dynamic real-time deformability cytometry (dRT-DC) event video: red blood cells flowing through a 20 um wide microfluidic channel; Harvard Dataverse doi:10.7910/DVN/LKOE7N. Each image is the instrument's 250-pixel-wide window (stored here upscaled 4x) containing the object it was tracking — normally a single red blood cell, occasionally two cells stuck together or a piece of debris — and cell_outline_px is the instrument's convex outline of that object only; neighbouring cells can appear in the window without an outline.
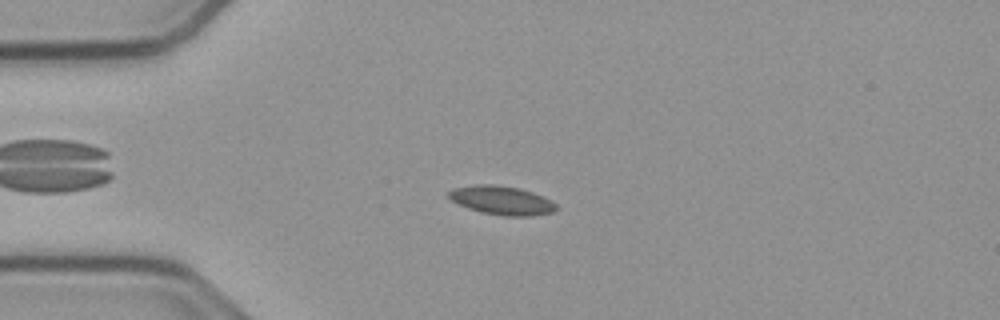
{"species": "common noctule bat (a hibernating species)", "species_latin": "Nyctalus noctula", "temperature_condition": "cold", "stored_images_in_passage": 47, "camera_frame_rate_fps": 3000, "um_per_image_px": 0.085, "animal": {"sex": "male", "body_mass_g": 23.1, "forearm_length_mm": 52.7}, "frame": {"image": 1, "passage_image": 6, "time_ms": 1.667, "image_size_px": [1000, 320], "cell_outline_px": [[556, 208], [552, 212], [532, 216], [504, 216], [480, 212], [468, 208], [452, 200], [448, 196], [448, 192], [452, 188], [476, 184], [492, 184], [520, 188], [532, 192], [556, 204]], "centroid_in_image_um": [42.6, 17.03], "position_along_channel_um": 42.4, "area_um2": 17.86}}
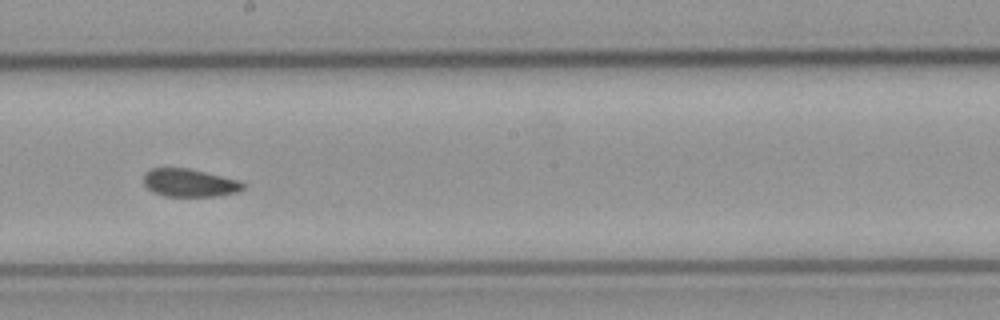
{"frame": {"image": 2, "passage_image": 23, "time_ms": 7.333, "image_size_px": [1000, 320], "cell_outline_px": [[244, 188], [236, 192], [216, 196], [164, 196], [152, 192], [144, 184], [144, 172], [152, 168], [188, 168], [240, 180], [244, 184]], "centroid_in_image_um": [16.09, 15.54], "position_along_channel_um": 232.1, "area_um2": 16.18}}
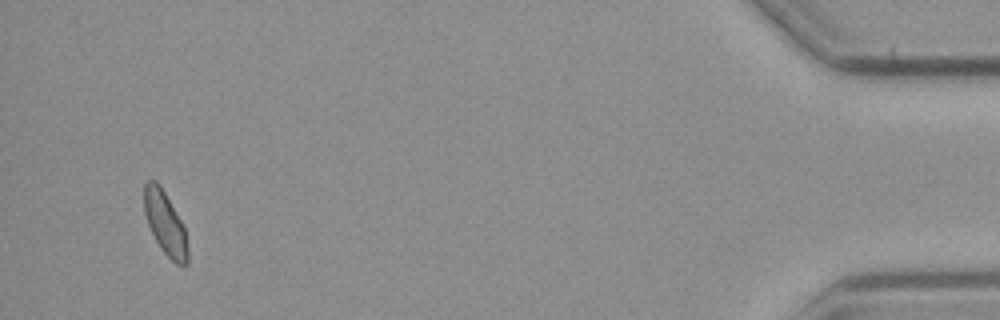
{"frame": {"image": 3, "passage_image": 45, "time_ms": 14.667, "image_size_px": [1000, 320], "cell_outline_px": [[188, 264], [176, 264], [160, 248], [148, 224], [144, 212], [144, 184], [148, 180], [156, 180], [160, 184], [180, 220], [184, 228], [188, 248]], "centroid_in_image_um": [14.03, 18.96], "position_along_channel_um": 421.2, "area_um2": 15.78}, "authors_computed_cell_mechanics": {"area_um2": 16.6464, "velocity_mm_per_s": 3.7455, "shape_relaxation_time_tau1_ms": null, "shape_relaxation_time_tau2_ms": 2.9581, "deformation_change_tau1": null, "deformation_change_tau2": 0.0601}}